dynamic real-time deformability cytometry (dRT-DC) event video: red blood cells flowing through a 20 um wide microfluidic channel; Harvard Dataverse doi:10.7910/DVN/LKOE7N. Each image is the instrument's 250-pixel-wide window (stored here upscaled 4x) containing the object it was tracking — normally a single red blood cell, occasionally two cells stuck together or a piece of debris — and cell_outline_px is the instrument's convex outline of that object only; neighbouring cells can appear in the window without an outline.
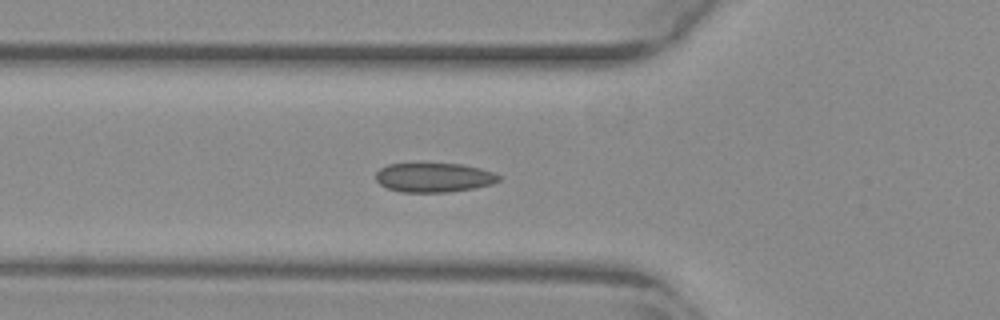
{"species": "common noctule bat (a hibernating species)", "species_latin": "Nyctalus noctula", "temperature_condition": "warm", "stored_images_in_passage": 19, "camera_frame_rate_fps": 3000, "um_per_image_px": 0.085, "animal": {"sex": "female", "body_mass_g": 29.2, "forearm_length_mm": 56.3}, "frame": {"image": 1, "passage_image": 19, "time_ms": 6.0, "image_size_px": [1000, 320], "cell_outline_px": [[500, 180], [492, 184], [472, 188], [448, 192], [400, 192], [388, 188], [380, 184], [376, 180], [376, 172], [380, 168], [388, 164], [460, 164], [480, 168], [492, 172], [500, 176]], "centroid_in_image_um": [36.86, 15.09], "position_along_channel_um": 88.9, "area_um2": 20.81}}